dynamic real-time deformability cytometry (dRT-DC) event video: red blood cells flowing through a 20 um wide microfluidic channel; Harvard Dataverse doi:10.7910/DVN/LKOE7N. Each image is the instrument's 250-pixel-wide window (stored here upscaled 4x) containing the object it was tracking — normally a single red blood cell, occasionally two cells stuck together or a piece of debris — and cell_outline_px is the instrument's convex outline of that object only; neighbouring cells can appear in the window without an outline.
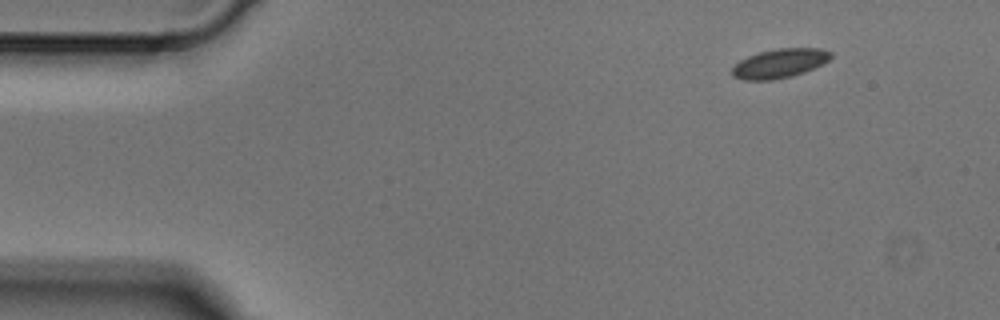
{"species": "Egyptian fruit bat (a non-hibernating species)", "species_latin": "Rousettus aegyptiacus", "temperature_condition": "cold", "stored_images_in_passage": 3, "camera_frame_rate_fps": 3000, "um_per_image_px": 0.085, "animal": {"sex": "male"}, "frame": {"image": 1, "passage_image": 1, "time_ms": 0.0, "image_size_px": [1000, 320], "cell_outline_px": [[832, 56], [828, 60], [804, 72], [792, 76], [772, 80], [744, 80], [732, 76], [732, 68], [740, 60], [748, 56], [760, 52], [776, 48], [820, 48], [832, 52]], "centroid_in_image_um": [66.25, 5.38], "position_along_channel_um": 18.8, "area_um2": 16.65}}
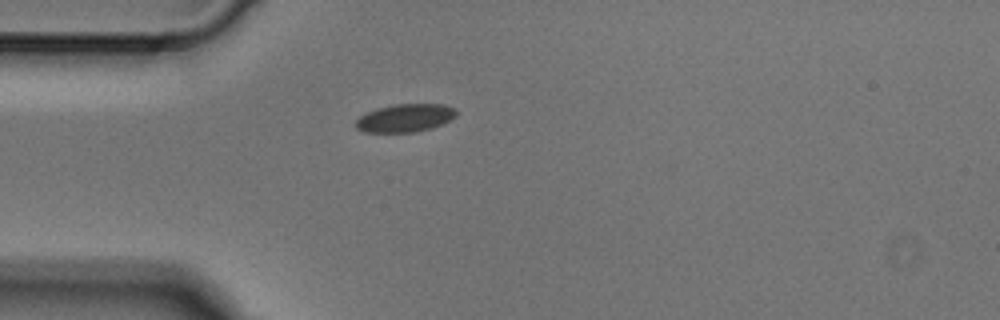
{"frame": {"image": 2, "passage_image": 3, "time_ms": 0.667, "image_size_px": [1000, 320], "cell_outline_px": [[456, 116], [432, 128], [412, 132], [364, 132], [356, 128], [356, 120], [360, 116], [376, 108], [392, 104], [444, 104], [456, 108]], "centroid_in_image_um": [34.42, 10.02], "position_along_channel_um": 50.6, "area_um2": 16.36}}